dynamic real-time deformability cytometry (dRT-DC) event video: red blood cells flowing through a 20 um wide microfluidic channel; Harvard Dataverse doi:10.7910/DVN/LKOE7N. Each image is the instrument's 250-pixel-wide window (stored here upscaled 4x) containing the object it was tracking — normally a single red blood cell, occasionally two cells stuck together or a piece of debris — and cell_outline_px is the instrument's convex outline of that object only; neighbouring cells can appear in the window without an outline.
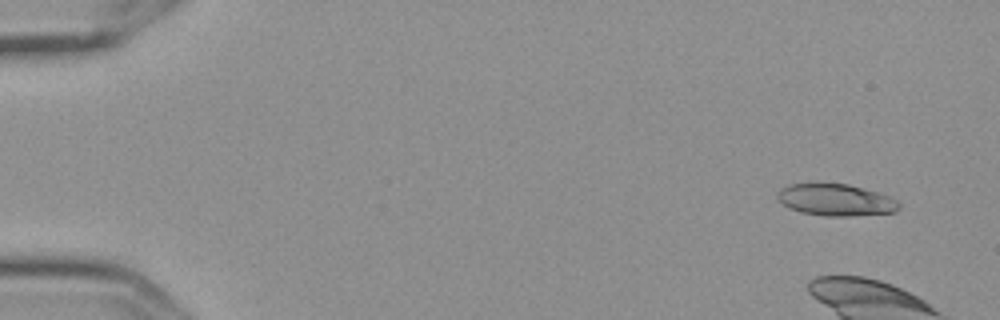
{"species": "Egyptian fruit bat (a non-hibernating species)", "species_latin": "Rousettus aegyptiacus", "temperature_condition": "cold", "stored_images_in_passage": 8, "camera_frame_rate_fps": 3000, "um_per_image_px": 0.085, "frame": {"image": 1, "passage_image": 1, "time_ms": 0.0, "image_size_px": [1000, 320], "cell_outline_px": [[900, 208], [896, 212], [848, 216], [824, 216], [800, 212], [788, 208], [776, 196], [776, 192], [780, 188], [788, 184], [848, 184], [876, 192], [888, 196], [896, 200], [900, 204]], "centroid_in_image_um": [71.01, 17.0], "position_along_channel_um": 14.0, "area_um2": 22.43}}